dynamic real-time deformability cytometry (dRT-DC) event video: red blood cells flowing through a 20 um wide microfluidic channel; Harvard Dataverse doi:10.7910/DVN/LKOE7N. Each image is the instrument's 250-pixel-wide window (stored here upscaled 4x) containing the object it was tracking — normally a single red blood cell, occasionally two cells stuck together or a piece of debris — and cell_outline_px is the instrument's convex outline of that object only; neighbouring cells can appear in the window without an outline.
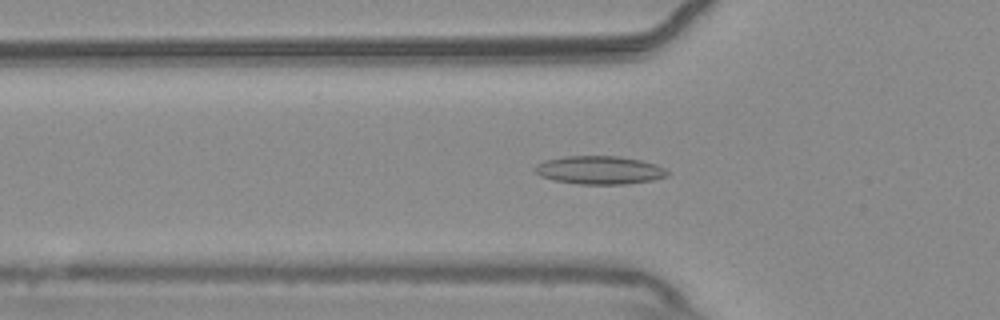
{"species": "common noctule bat (a hibernating species)", "species_latin": "Nyctalus noctula", "temperature_condition": "warm", "stored_images_in_passage": 55, "camera_frame_rate_fps": 3000, "um_per_image_px": 0.085, "animal": {"sex": "male", "body_mass_g": 20.4}, "frame": {"image": 1, "passage_image": 19, "time_ms": 6.0, "image_size_px": [1000, 320], "cell_outline_px": [[668, 176], [652, 180], [628, 184], [580, 184], [552, 180], [540, 176], [532, 168], [536, 164], [544, 160], [564, 156], [616, 156], [640, 160], [656, 164], [664, 168], [668, 172]], "centroid_in_image_um": [50.92, 14.46], "position_along_channel_um": 74.9, "area_um2": 21.91}}
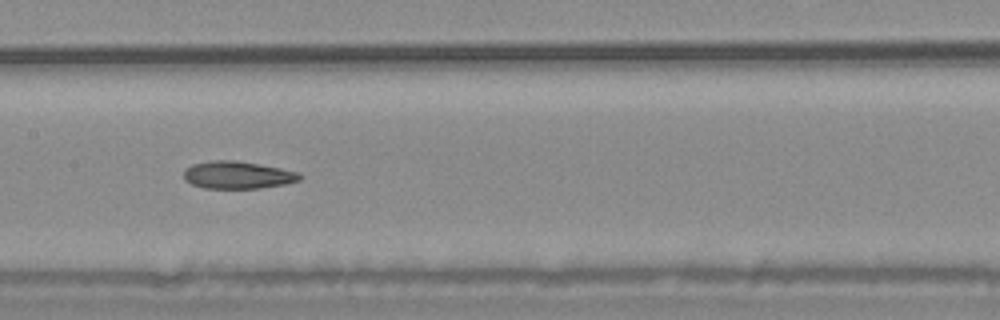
{"frame": {"image": 2, "passage_image": 28, "time_ms": 9.0, "image_size_px": [1000, 320], "cell_outline_px": [[304, 176], [300, 180], [288, 184], [260, 188], [204, 188], [192, 184], [184, 180], [184, 168], [192, 164], [212, 160], [236, 160], [260, 164], [300, 172]], "centroid_in_image_um": [20.23, 14.87], "position_along_channel_um": 187.2, "area_um2": 18.84}}
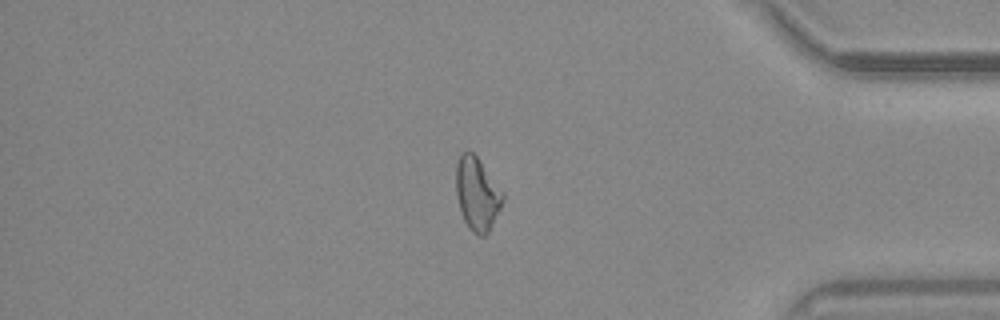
{"frame": {"image": 3, "passage_image": 47, "time_ms": 15.333, "image_size_px": [1000, 320], "cell_outline_px": [[504, 200], [488, 232], [484, 236], [480, 236], [472, 232], [468, 228], [464, 220], [460, 208], [456, 192], [456, 164], [460, 156], [464, 152], [472, 152], [476, 156], [504, 192]], "centroid_in_image_um": [40.56, 16.49], "position_along_channel_um": 394.6, "area_um2": 19.65}, "authors_computed_cell_mechanics": {"area_um2": 20.0566, "velocity_mm_per_s": 3.7142, "shape_relaxation_time_tau1_ms": null, "shape_relaxation_time_tau2_ms": 5.4961, "deformation_change_tau1": null, "deformation_change_tau2": 0.1394}}